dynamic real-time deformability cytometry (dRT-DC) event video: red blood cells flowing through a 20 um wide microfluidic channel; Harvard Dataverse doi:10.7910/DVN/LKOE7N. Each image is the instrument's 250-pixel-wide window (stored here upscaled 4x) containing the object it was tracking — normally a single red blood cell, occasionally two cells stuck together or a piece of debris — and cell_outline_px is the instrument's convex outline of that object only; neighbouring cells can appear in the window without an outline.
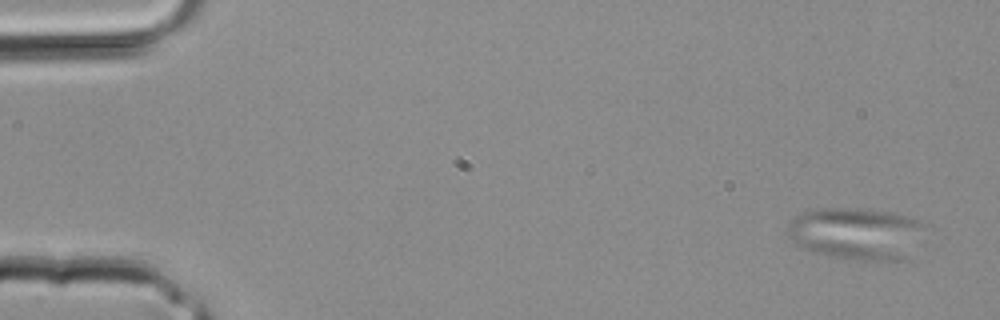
{"species": "common noctule bat (a hibernating species)", "species_latin": "Nyctalus noctula", "temperature_condition": "room temperature", "stored_images_in_passage": 4, "segment_of_instrument_passage": [1, 2], "camera_frame_rate_fps": 3000, "um_per_image_px": 0.085, "animal": {"sex": "male", "body_mass_g": 20.4}, "frame": {"image": 1, "passage_image": 1, "time_ms": 0.0, "image_size_px": [1000, 320], "cell_outline_px": [[928, 224], [908, 260], [860, 260], [828, 256], [804, 248], [796, 244], [788, 236], [784, 228], [800, 212], [816, 208], [856, 208], [888, 212], [904, 216]], "centroid_in_image_um": [72.78, 19.85], "position_along_channel_um": 12.2, "area_um2": 42.02}}